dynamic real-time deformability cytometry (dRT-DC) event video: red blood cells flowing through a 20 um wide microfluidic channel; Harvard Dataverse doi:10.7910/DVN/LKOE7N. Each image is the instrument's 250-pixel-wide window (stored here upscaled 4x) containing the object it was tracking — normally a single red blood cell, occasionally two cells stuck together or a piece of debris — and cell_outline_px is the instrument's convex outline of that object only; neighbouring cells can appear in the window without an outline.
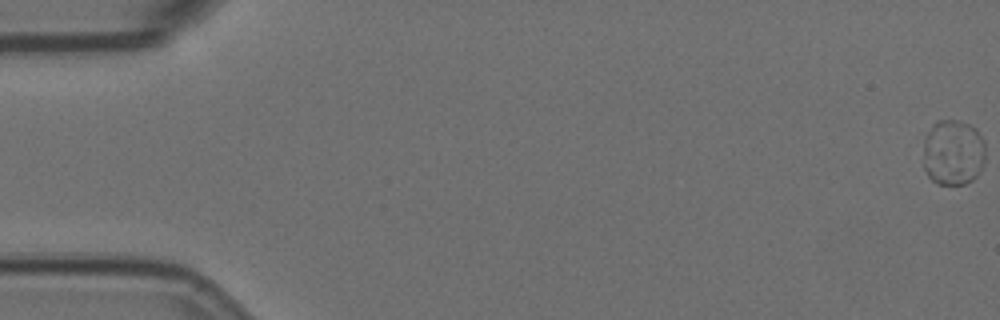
{"species": "Egyptian fruit bat (a non-hibernating species)", "species_latin": "Rousettus aegyptiacus", "temperature_condition": "room temperature", "stored_images_in_passage": 17, "camera_frame_rate_fps": 3000, "um_per_image_px": 0.085, "animal": {"sex": "female"}, "frame": {"image": 1, "passage_image": 1, "time_ms": 0.0, "image_size_px": [1000, 320], "cell_outline_px": [[984, 164], [976, 176], [972, 180], [964, 184], [940, 184], [932, 180], [928, 176], [924, 168], [924, 136], [932, 124], [936, 120], [956, 120], [968, 124], [976, 128], [984, 140]], "centroid_in_image_um": [81.01, 12.94], "position_along_channel_um": 4.0, "area_um2": 24.04}}
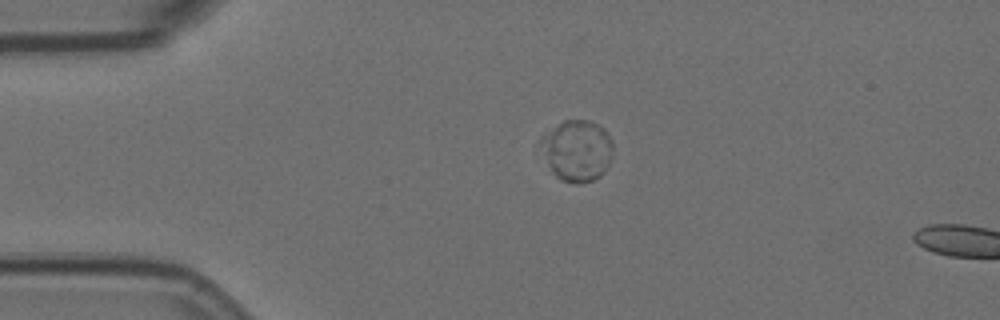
{"frame": {"image": 2, "passage_image": 14, "time_ms": 4.333, "image_size_px": [1000, 320], "cell_outline_px": [[612, 156], [604, 172], [600, 176], [592, 180], [580, 184], [576, 184], [560, 180], [552, 172], [536, 144], [544, 136], [564, 120], [588, 120], [604, 128], [612, 140]], "centroid_in_image_um": [49.03, 12.82], "position_along_channel_um": 36.0, "area_um2": 25.89}}